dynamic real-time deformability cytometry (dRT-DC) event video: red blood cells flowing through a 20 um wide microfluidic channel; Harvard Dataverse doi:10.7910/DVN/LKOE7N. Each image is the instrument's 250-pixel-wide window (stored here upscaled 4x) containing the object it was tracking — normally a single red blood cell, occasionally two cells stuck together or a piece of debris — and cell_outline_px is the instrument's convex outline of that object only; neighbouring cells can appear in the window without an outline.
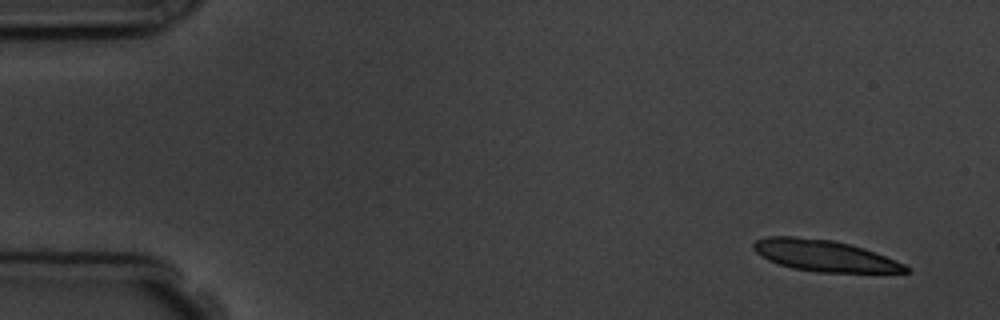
{"species": "common noctule bat (a hibernating species)", "species_latin": "Nyctalus noctula", "temperature_condition": "room temperature", "stored_images_in_passage": 6, "camera_frame_rate_fps": 3000, "um_per_image_px": 0.085, "animal": {"sex": "male", "body_mass_g": 19.5, "forearm_length_mm": 54.6}, "frame": {"image": 1, "passage_image": 1, "time_ms": 0.0, "image_size_px": [1000, 320], "cell_outline_px": [[908, 272], [816, 272], [792, 268], [768, 260], [756, 252], [752, 248], [752, 244], [756, 240], [768, 236], [792, 236], [832, 240], [864, 248], [896, 260], [904, 264], [908, 268]], "centroid_in_image_um": [70.03, 21.73], "position_along_channel_um": 15.0, "area_um2": 27.51}}